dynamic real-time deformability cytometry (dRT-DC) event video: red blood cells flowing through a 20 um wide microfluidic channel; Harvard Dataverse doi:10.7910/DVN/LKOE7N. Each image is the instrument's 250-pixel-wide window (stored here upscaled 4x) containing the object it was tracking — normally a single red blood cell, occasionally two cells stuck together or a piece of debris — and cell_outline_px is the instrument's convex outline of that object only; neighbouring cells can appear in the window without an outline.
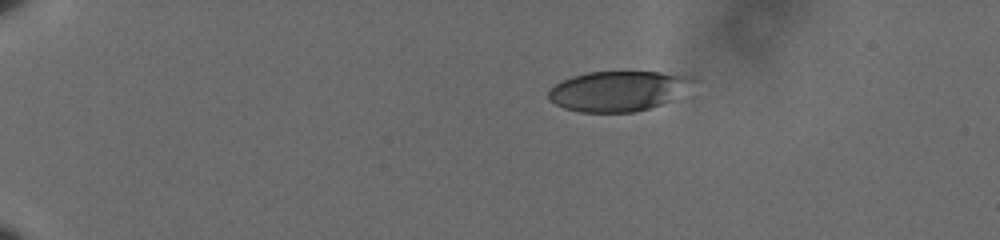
{"species": "human", "species_latin": "Homo sapiens", "temperature_condition": "cold", "stored_images_in_passage": 48, "camera_frame_rate_fps": 3000, "um_per_image_px": 0.085, "donor": {"sex": "male"}, "frame": {"image": 1, "passage_image": 1, "time_ms": 0.0, "image_size_px": [1000, 240], "cell_outline_px": [[700, 80], [672, 100], [636, 112], [580, 112], [564, 108], [548, 100], [548, 92], [556, 84], [572, 76], [588, 72], [660, 72], [692, 76]], "centroid_in_image_um": [52.58, 7.73], "position_along_channel_um": 32.4, "area_um2": 33.87}}
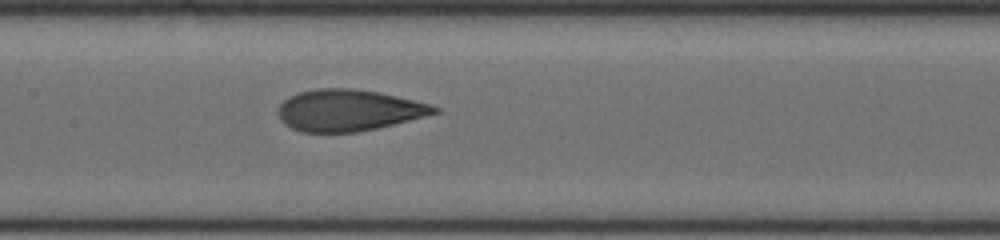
{"frame": {"image": 2, "passage_image": 21, "time_ms": 6.667, "image_size_px": [1000, 240], "cell_outline_px": [[440, 112], [376, 128], [356, 132], [300, 132], [284, 124], [280, 120], [280, 104], [288, 96], [300, 92], [316, 88], [352, 88], [376, 92], [396, 96], [432, 104], [440, 108]], "centroid_in_image_um": [29.62, 9.37], "position_along_channel_um": 177.8, "area_um2": 37.45}}
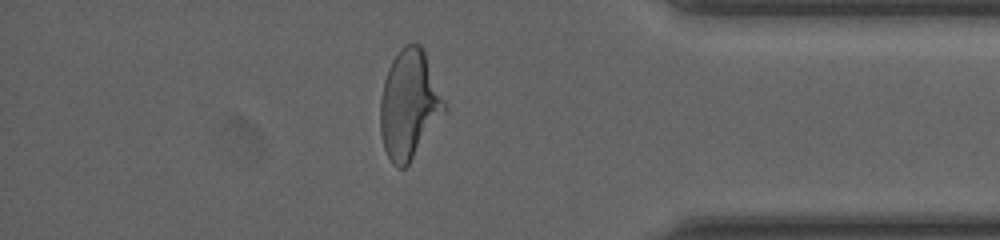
{"frame": {"image": 3, "passage_image": 41, "time_ms": 13.333, "image_size_px": [1000, 240], "cell_outline_px": [[448, 108], [408, 164], [404, 168], [396, 168], [392, 164], [384, 148], [380, 132], [380, 96], [384, 80], [388, 68], [392, 60], [400, 48], [408, 44], [420, 44], [424, 52]], "centroid_in_image_um": [34.76, 8.9], "position_along_channel_um": 400.4, "area_um2": 40.29}, "authors_computed_cell_mechanics": {"area_um2": 37.7145, "velocity_mm_per_s": 3.6114, "shape_relaxation_time_tau1_ms": 3.6173, "shape_relaxation_time_tau2_ms": 1.1017, "deformation_change_tau1": 0.1621, "deformation_change_tau2": 0.0784}}